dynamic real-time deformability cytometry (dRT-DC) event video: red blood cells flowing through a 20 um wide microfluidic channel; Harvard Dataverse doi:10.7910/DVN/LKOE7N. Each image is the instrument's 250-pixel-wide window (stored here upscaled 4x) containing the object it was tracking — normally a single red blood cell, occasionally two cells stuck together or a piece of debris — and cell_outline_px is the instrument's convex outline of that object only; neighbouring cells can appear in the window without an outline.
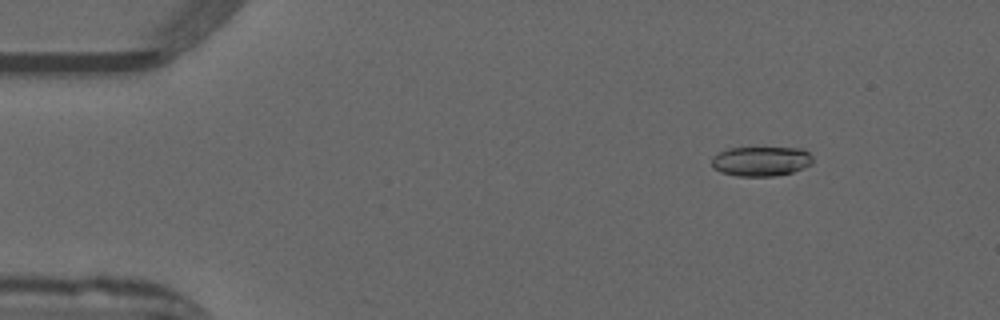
{"species": "common noctule bat (a hibernating species)", "species_latin": "Nyctalus noctula", "temperature_condition": "warm", "stored_images_in_passage": 52, "camera_frame_rate_fps": 3000, "um_per_image_px": 0.085, "animal": {"sex": "male", "forearm_length_mm": 52.5}, "frame": {"image": 1, "passage_image": 7, "time_ms": 2.0, "image_size_px": [1000, 320], "cell_outline_px": [[812, 164], [792, 172], [772, 176], [736, 176], [720, 172], [712, 168], [712, 156], [728, 148], [800, 148], [808, 152], [812, 156]], "centroid_in_image_um": [64.66, 13.71], "position_along_channel_um": 20.3, "area_um2": 17.46}}
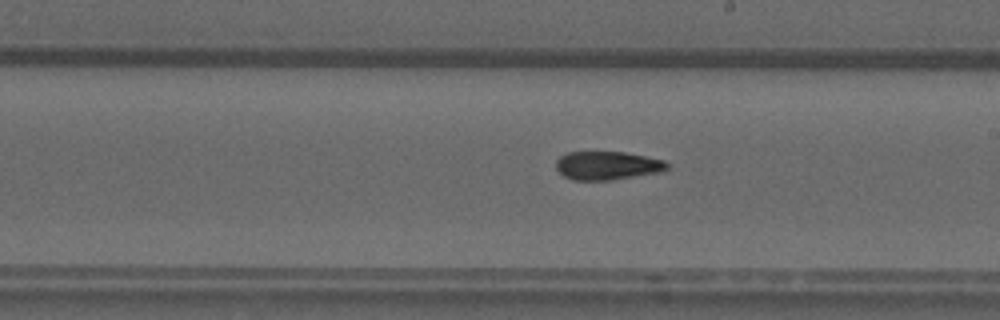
{"frame": {"image": 2, "passage_image": 30, "time_ms": 9.667, "image_size_px": [1000, 320], "cell_outline_px": [[672, 164], [668, 168], [660, 172], [612, 180], [572, 180], [564, 176], [556, 168], [556, 160], [560, 156], [568, 152], [624, 152], [664, 160]], "centroid_in_image_um": [51.64, 14.07], "position_along_channel_um": 237.4, "area_um2": 18.5}}
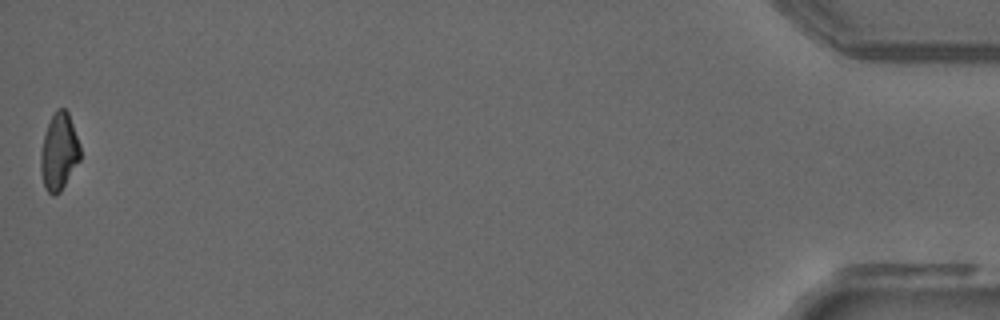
{"frame": {"image": 3, "passage_image": 52, "time_ms": 17.0, "image_size_px": [1000, 320], "cell_outline_px": [[80, 160], [60, 192], [56, 196], [52, 196], [44, 188], [40, 172], [40, 152], [44, 136], [48, 124], [56, 108], [64, 108], [68, 112], [80, 144]], "centroid_in_image_um": [5.0, 12.93], "position_along_channel_um": 430.2, "area_um2": 17.86}, "authors_computed_cell_mechanics": {"area_um2": 18.5827, "velocity_mm_per_s": 3.9882, "shape_relaxation_time_tau1_ms": 8.9662, "shape_relaxation_time_tau2_ms": 4.8512, "deformation_change_tau1": 0.2245, "deformation_change_tau2": 0.1459}}